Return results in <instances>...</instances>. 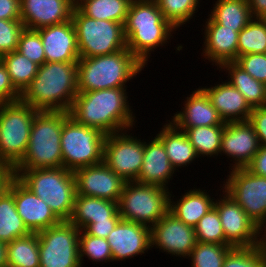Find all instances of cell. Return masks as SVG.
I'll list each match as a JSON object with an SVG mask.
<instances>
[{
	"label": "cell",
	"instance_id": "6da1fadb",
	"mask_svg": "<svg viewBox=\"0 0 266 267\" xmlns=\"http://www.w3.org/2000/svg\"><path fill=\"white\" fill-rule=\"evenodd\" d=\"M126 90L118 87L78 93L69 115L77 123L106 135L135 128L137 119Z\"/></svg>",
	"mask_w": 266,
	"mask_h": 267
},
{
	"label": "cell",
	"instance_id": "7a4b0ae2",
	"mask_svg": "<svg viewBox=\"0 0 266 267\" xmlns=\"http://www.w3.org/2000/svg\"><path fill=\"white\" fill-rule=\"evenodd\" d=\"M176 31L177 29L163 17L155 0L130 2L124 23L127 49L145 67L148 66L151 52L169 44Z\"/></svg>",
	"mask_w": 266,
	"mask_h": 267
},
{
	"label": "cell",
	"instance_id": "3957f363",
	"mask_svg": "<svg viewBox=\"0 0 266 267\" xmlns=\"http://www.w3.org/2000/svg\"><path fill=\"white\" fill-rule=\"evenodd\" d=\"M77 94V63L45 62L20 100L38 111L68 112Z\"/></svg>",
	"mask_w": 266,
	"mask_h": 267
},
{
	"label": "cell",
	"instance_id": "277c9868",
	"mask_svg": "<svg viewBox=\"0 0 266 267\" xmlns=\"http://www.w3.org/2000/svg\"><path fill=\"white\" fill-rule=\"evenodd\" d=\"M145 66L127 49L102 56L80 58L77 62L78 93L128 87Z\"/></svg>",
	"mask_w": 266,
	"mask_h": 267
},
{
	"label": "cell",
	"instance_id": "5b68a950",
	"mask_svg": "<svg viewBox=\"0 0 266 267\" xmlns=\"http://www.w3.org/2000/svg\"><path fill=\"white\" fill-rule=\"evenodd\" d=\"M66 111H38L31 127L27 150L14 170L63 167L61 133Z\"/></svg>",
	"mask_w": 266,
	"mask_h": 267
},
{
	"label": "cell",
	"instance_id": "8992f818",
	"mask_svg": "<svg viewBox=\"0 0 266 267\" xmlns=\"http://www.w3.org/2000/svg\"><path fill=\"white\" fill-rule=\"evenodd\" d=\"M14 175L45 202L61 221L72 215L76 197L74 173L64 167L14 170Z\"/></svg>",
	"mask_w": 266,
	"mask_h": 267
},
{
	"label": "cell",
	"instance_id": "52a82bcc",
	"mask_svg": "<svg viewBox=\"0 0 266 267\" xmlns=\"http://www.w3.org/2000/svg\"><path fill=\"white\" fill-rule=\"evenodd\" d=\"M172 190L137 181L126 182L118 201L122 220L154 226L168 212Z\"/></svg>",
	"mask_w": 266,
	"mask_h": 267
},
{
	"label": "cell",
	"instance_id": "ba28073f",
	"mask_svg": "<svg viewBox=\"0 0 266 267\" xmlns=\"http://www.w3.org/2000/svg\"><path fill=\"white\" fill-rule=\"evenodd\" d=\"M37 112L21 100L0 105V163L14 168L23 159Z\"/></svg>",
	"mask_w": 266,
	"mask_h": 267
},
{
	"label": "cell",
	"instance_id": "9c48e42d",
	"mask_svg": "<svg viewBox=\"0 0 266 267\" xmlns=\"http://www.w3.org/2000/svg\"><path fill=\"white\" fill-rule=\"evenodd\" d=\"M71 20L76 31L80 58L102 56L127 48L123 24L90 18L76 6Z\"/></svg>",
	"mask_w": 266,
	"mask_h": 267
},
{
	"label": "cell",
	"instance_id": "30bf717a",
	"mask_svg": "<svg viewBox=\"0 0 266 267\" xmlns=\"http://www.w3.org/2000/svg\"><path fill=\"white\" fill-rule=\"evenodd\" d=\"M106 134L97 128L84 126L68 117L61 133L63 167L74 172L103 162Z\"/></svg>",
	"mask_w": 266,
	"mask_h": 267
},
{
	"label": "cell",
	"instance_id": "8fae6325",
	"mask_svg": "<svg viewBox=\"0 0 266 267\" xmlns=\"http://www.w3.org/2000/svg\"><path fill=\"white\" fill-rule=\"evenodd\" d=\"M79 233L69 221L38 232L40 267H81Z\"/></svg>",
	"mask_w": 266,
	"mask_h": 267
},
{
	"label": "cell",
	"instance_id": "7c38bea8",
	"mask_svg": "<svg viewBox=\"0 0 266 267\" xmlns=\"http://www.w3.org/2000/svg\"><path fill=\"white\" fill-rule=\"evenodd\" d=\"M130 130L108 134L103 154V162L126 182L137 181L144 155V139Z\"/></svg>",
	"mask_w": 266,
	"mask_h": 267
},
{
	"label": "cell",
	"instance_id": "4fadbf2b",
	"mask_svg": "<svg viewBox=\"0 0 266 267\" xmlns=\"http://www.w3.org/2000/svg\"><path fill=\"white\" fill-rule=\"evenodd\" d=\"M222 181L229 194L255 222L266 215V177L258 176L246 168L232 169Z\"/></svg>",
	"mask_w": 266,
	"mask_h": 267
},
{
	"label": "cell",
	"instance_id": "5bb4252c",
	"mask_svg": "<svg viewBox=\"0 0 266 267\" xmlns=\"http://www.w3.org/2000/svg\"><path fill=\"white\" fill-rule=\"evenodd\" d=\"M151 249L159 248L171 257L188 258L196 245L194 227L180 221L170 211L150 228Z\"/></svg>",
	"mask_w": 266,
	"mask_h": 267
},
{
	"label": "cell",
	"instance_id": "9a60e30c",
	"mask_svg": "<svg viewBox=\"0 0 266 267\" xmlns=\"http://www.w3.org/2000/svg\"><path fill=\"white\" fill-rule=\"evenodd\" d=\"M215 199L214 207L220 216L225 234V245L232 247H254L255 222L245 213L240 205L223 190Z\"/></svg>",
	"mask_w": 266,
	"mask_h": 267
},
{
	"label": "cell",
	"instance_id": "2e32d148",
	"mask_svg": "<svg viewBox=\"0 0 266 267\" xmlns=\"http://www.w3.org/2000/svg\"><path fill=\"white\" fill-rule=\"evenodd\" d=\"M259 147L254 127L248 120L225 124L219 156L225 155L231 158L229 170L245 168L258 152Z\"/></svg>",
	"mask_w": 266,
	"mask_h": 267
},
{
	"label": "cell",
	"instance_id": "e0dca14e",
	"mask_svg": "<svg viewBox=\"0 0 266 267\" xmlns=\"http://www.w3.org/2000/svg\"><path fill=\"white\" fill-rule=\"evenodd\" d=\"M76 194L118 202L126 183L104 162L74 172Z\"/></svg>",
	"mask_w": 266,
	"mask_h": 267
},
{
	"label": "cell",
	"instance_id": "ac0fdd59",
	"mask_svg": "<svg viewBox=\"0 0 266 267\" xmlns=\"http://www.w3.org/2000/svg\"><path fill=\"white\" fill-rule=\"evenodd\" d=\"M14 196L17 213L31 233H38L61 220L51 208L14 176L7 188Z\"/></svg>",
	"mask_w": 266,
	"mask_h": 267
},
{
	"label": "cell",
	"instance_id": "d6986e66",
	"mask_svg": "<svg viewBox=\"0 0 266 267\" xmlns=\"http://www.w3.org/2000/svg\"><path fill=\"white\" fill-rule=\"evenodd\" d=\"M106 240L113 262L126 261L151 250L150 227L136 222L120 220Z\"/></svg>",
	"mask_w": 266,
	"mask_h": 267
},
{
	"label": "cell",
	"instance_id": "ffe728a7",
	"mask_svg": "<svg viewBox=\"0 0 266 267\" xmlns=\"http://www.w3.org/2000/svg\"><path fill=\"white\" fill-rule=\"evenodd\" d=\"M202 26L203 45L201 56L218 68L227 62H234L238 58L239 32L216 23L209 15ZM204 47V48H203Z\"/></svg>",
	"mask_w": 266,
	"mask_h": 267
},
{
	"label": "cell",
	"instance_id": "44dd1931",
	"mask_svg": "<svg viewBox=\"0 0 266 267\" xmlns=\"http://www.w3.org/2000/svg\"><path fill=\"white\" fill-rule=\"evenodd\" d=\"M41 36L46 62L77 63L80 59L72 20L37 29Z\"/></svg>",
	"mask_w": 266,
	"mask_h": 267
},
{
	"label": "cell",
	"instance_id": "7402d4cb",
	"mask_svg": "<svg viewBox=\"0 0 266 267\" xmlns=\"http://www.w3.org/2000/svg\"><path fill=\"white\" fill-rule=\"evenodd\" d=\"M74 6L70 0H20L21 21L32 30L68 22Z\"/></svg>",
	"mask_w": 266,
	"mask_h": 267
},
{
	"label": "cell",
	"instance_id": "603a6c76",
	"mask_svg": "<svg viewBox=\"0 0 266 267\" xmlns=\"http://www.w3.org/2000/svg\"><path fill=\"white\" fill-rule=\"evenodd\" d=\"M187 95L181 111L171 116V121L178 129L185 131L187 128L199 126L225 125L215 107L211 104L206 93L200 88L194 89Z\"/></svg>",
	"mask_w": 266,
	"mask_h": 267
},
{
	"label": "cell",
	"instance_id": "cb8c5ba5",
	"mask_svg": "<svg viewBox=\"0 0 266 267\" xmlns=\"http://www.w3.org/2000/svg\"><path fill=\"white\" fill-rule=\"evenodd\" d=\"M175 172L177 171L169 161L162 141L157 136L152 137L150 141L144 140L143 163L137 182L170 190L168 185Z\"/></svg>",
	"mask_w": 266,
	"mask_h": 267
},
{
	"label": "cell",
	"instance_id": "d4e9b609",
	"mask_svg": "<svg viewBox=\"0 0 266 267\" xmlns=\"http://www.w3.org/2000/svg\"><path fill=\"white\" fill-rule=\"evenodd\" d=\"M199 87L206 93L223 122L247 121L249 119L253 108L227 80H222L221 83L217 82L214 86Z\"/></svg>",
	"mask_w": 266,
	"mask_h": 267
},
{
	"label": "cell",
	"instance_id": "484cf974",
	"mask_svg": "<svg viewBox=\"0 0 266 267\" xmlns=\"http://www.w3.org/2000/svg\"><path fill=\"white\" fill-rule=\"evenodd\" d=\"M207 191L203 188H190L180 198H176L177 201L173 200L175 195L170 193L169 211L186 225L195 227L198 221L214 207L216 198L209 194L210 190Z\"/></svg>",
	"mask_w": 266,
	"mask_h": 267
},
{
	"label": "cell",
	"instance_id": "4316f807",
	"mask_svg": "<svg viewBox=\"0 0 266 267\" xmlns=\"http://www.w3.org/2000/svg\"><path fill=\"white\" fill-rule=\"evenodd\" d=\"M121 218L118 202L76 194L72 215L68 220L82 230L86 225Z\"/></svg>",
	"mask_w": 266,
	"mask_h": 267
},
{
	"label": "cell",
	"instance_id": "83f0119b",
	"mask_svg": "<svg viewBox=\"0 0 266 267\" xmlns=\"http://www.w3.org/2000/svg\"><path fill=\"white\" fill-rule=\"evenodd\" d=\"M165 122L167 123H164L156 136L162 141L172 166L179 172L178 169L188 167L199 157L185 132L178 129L171 121Z\"/></svg>",
	"mask_w": 266,
	"mask_h": 267
},
{
	"label": "cell",
	"instance_id": "f1b7e54d",
	"mask_svg": "<svg viewBox=\"0 0 266 267\" xmlns=\"http://www.w3.org/2000/svg\"><path fill=\"white\" fill-rule=\"evenodd\" d=\"M219 72H225L227 81L235 87L245 98L248 104L254 107L266 106V84L250 76L235 61L222 64Z\"/></svg>",
	"mask_w": 266,
	"mask_h": 267
},
{
	"label": "cell",
	"instance_id": "f546056e",
	"mask_svg": "<svg viewBox=\"0 0 266 267\" xmlns=\"http://www.w3.org/2000/svg\"><path fill=\"white\" fill-rule=\"evenodd\" d=\"M209 16L224 28L240 32L252 19L249 2L246 0H217Z\"/></svg>",
	"mask_w": 266,
	"mask_h": 267
},
{
	"label": "cell",
	"instance_id": "4dcf8cb0",
	"mask_svg": "<svg viewBox=\"0 0 266 267\" xmlns=\"http://www.w3.org/2000/svg\"><path fill=\"white\" fill-rule=\"evenodd\" d=\"M30 234L17 213L13 194L8 189L5 190L0 195V241L9 243Z\"/></svg>",
	"mask_w": 266,
	"mask_h": 267
},
{
	"label": "cell",
	"instance_id": "1f68e13d",
	"mask_svg": "<svg viewBox=\"0 0 266 267\" xmlns=\"http://www.w3.org/2000/svg\"><path fill=\"white\" fill-rule=\"evenodd\" d=\"M132 0H81L75 5L84 15L124 25Z\"/></svg>",
	"mask_w": 266,
	"mask_h": 267
},
{
	"label": "cell",
	"instance_id": "d6a6232c",
	"mask_svg": "<svg viewBox=\"0 0 266 267\" xmlns=\"http://www.w3.org/2000/svg\"><path fill=\"white\" fill-rule=\"evenodd\" d=\"M224 126H199L184 131L200 159L206 156L207 158L219 156Z\"/></svg>",
	"mask_w": 266,
	"mask_h": 267
},
{
	"label": "cell",
	"instance_id": "836d02e7",
	"mask_svg": "<svg viewBox=\"0 0 266 267\" xmlns=\"http://www.w3.org/2000/svg\"><path fill=\"white\" fill-rule=\"evenodd\" d=\"M8 267H40L37 233L7 243Z\"/></svg>",
	"mask_w": 266,
	"mask_h": 267
},
{
	"label": "cell",
	"instance_id": "e575fe53",
	"mask_svg": "<svg viewBox=\"0 0 266 267\" xmlns=\"http://www.w3.org/2000/svg\"><path fill=\"white\" fill-rule=\"evenodd\" d=\"M0 60L5 65L14 87L22 94L36 76L39 65L17 50L2 55Z\"/></svg>",
	"mask_w": 266,
	"mask_h": 267
},
{
	"label": "cell",
	"instance_id": "d590c367",
	"mask_svg": "<svg viewBox=\"0 0 266 267\" xmlns=\"http://www.w3.org/2000/svg\"><path fill=\"white\" fill-rule=\"evenodd\" d=\"M250 53H266V20L253 18L238 36V57Z\"/></svg>",
	"mask_w": 266,
	"mask_h": 267
},
{
	"label": "cell",
	"instance_id": "8d00e7d4",
	"mask_svg": "<svg viewBox=\"0 0 266 267\" xmlns=\"http://www.w3.org/2000/svg\"><path fill=\"white\" fill-rule=\"evenodd\" d=\"M163 17L177 30L190 22L198 12L201 0H155ZM185 24V25H184Z\"/></svg>",
	"mask_w": 266,
	"mask_h": 267
},
{
	"label": "cell",
	"instance_id": "74e56055",
	"mask_svg": "<svg viewBox=\"0 0 266 267\" xmlns=\"http://www.w3.org/2000/svg\"><path fill=\"white\" fill-rule=\"evenodd\" d=\"M232 248L230 245L196 242L187 259L191 260V267H222Z\"/></svg>",
	"mask_w": 266,
	"mask_h": 267
},
{
	"label": "cell",
	"instance_id": "f35d334b",
	"mask_svg": "<svg viewBox=\"0 0 266 267\" xmlns=\"http://www.w3.org/2000/svg\"><path fill=\"white\" fill-rule=\"evenodd\" d=\"M84 258L92 262L104 264L113 262L112 253L108 241L104 238L87 234L84 230L79 233V260L81 267L84 265Z\"/></svg>",
	"mask_w": 266,
	"mask_h": 267
},
{
	"label": "cell",
	"instance_id": "ab89813d",
	"mask_svg": "<svg viewBox=\"0 0 266 267\" xmlns=\"http://www.w3.org/2000/svg\"><path fill=\"white\" fill-rule=\"evenodd\" d=\"M196 241L225 245V234L217 209H210L194 227Z\"/></svg>",
	"mask_w": 266,
	"mask_h": 267
},
{
	"label": "cell",
	"instance_id": "60d3db41",
	"mask_svg": "<svg viewBox=\"0 0 266 267\" xmlns=\"http://www.w3.org/2000/svg\"><path fill=\"white\" fill-rule=\"evenodd\" d=\"M222 267H266V253L255 247H233Z\"/></svg>",
	"mask_w": 266,
	"mask_h": 267
},
{
	"label": "cell",
	"instance_id": "b9f144b4",
	"mask_svg": "<svg viewBox=\"0 0 266 267\" xmlns=\"http://www.w3.org/2000/svg\"><path fill=\"white\" fill-rule=\"evenodd\" d=\"M17 51L39 66L46 62L43 43L37 30L24 28L19 38Z\"/></svg>",
	"mask_w": 266,
	"mask_h": 267
},
{
	"label": "cell",
	"instance_id": "7bdbcfd3",
	"mask_svg": "<svg viewBox=\"0 0 266 267\" xmlns=\"http://www.w3.org/2000/svg\"><path fill=\"white\" fill-rule=\"evenodd\" d=\"M24 28L22 21L0 19V57L17 50L19 38Z\"/></svg>",
	"mask_w": 266,
	"mask_h": 267
},
{
	"label": "cell",
	"instance_id": "ee69618b",
	"mask_svg": "<svg viewBox=\"0 0 266 267\" xmlns=\"http://www.w3.org/2000/svg\"><path fill=\"white\" fill-rule=\"evenodd\" d=\"M235 62L257 81L266 84V54L242 55Z\"/></svg>",
	"mask_w": 266,
	"mask_h": 267
},
{
	"label": "cell",
	"instance_id": "f6af8a7d",
	"mask_svg": "<svg viewBox=\"0 0 266 267\" xmlns=\"http://www.w3.org/2000/svg\"><path fill=\"white\" fill-rule=\"evenodd\" d=\"M21 93L14 87L5 65L0 60V105L19 101Z\"/></svg>",
	"mask_w": 266,
	"mask_h": 267
},
{
	"label": "cell",
	"instance_id": "bcb514c9",
	"mask_svg": "<svg viewBox=\"0 0 266 267\" xmlns=\"http://www.w3.org/2000/svg\"><path fill=\"white\" fill-rule=\"evenodd\" d=\"M248 121L254 127L259 144L266 146V106L254 107Z\"/></svg>",
	"mask_w": 266,
	"mask_h": 267
},
{
	"label": "cell",
	"instance_id": "7dc6e473",
	"mask_svg": "<svg viewBox=\"0 0 266 267\" xmlns=\"http://www.w3.org/2000/svg\"><path fill=\"white\" fill-rule=\"evenodd\" d=\"M121 219L122 218H108V221L88 224L82 230L89 235L106 239Z\"/></svg>",
	"mask_w": 266,
	"mask_h": 267
},
{
	"label": "cell",
	"instance_id": "c3c4849f",
	"mask_svg": "<svg viewBox=\"0 0 266 267\" xmlns=\"http://www.w3.org/2000/svg\"><path fill=\"white\" fill-rule=\"evenodd\" d=\"M0 19L21 21L20 0H0Z\"/></svg>",
	"mask_w": 266,
	"mask_h": 267
},
{
	"label": "cell",
	"instance_id": "681fc988",
	"mask_svg": "<svg viewBox=\"0 0 266 267\" xmlns=\"http://www.w3.org/2000/svg\"><path fill=\"white\" fill-rule=\"evenodd\" d=\"M251 173L266 177V146H261L251 162L245 167Z\"/></svg>",
	"mask_w": 266,
	"mask_h": 267
},
{
	"label": "cell",
	"instance_id": "f907efd6",
	"mask_svg": "<svg viewBox=\"0 0 266 267\" xmlns=\"http://www.w3.org/2000/svg\"><path fill=\"white\" fill-rule=\"evenodd\" d=\"M255 231L254 247L266 253V215L256 223Z\"/></svg>",
	"mask_w": 266,
	"mask_h": 267
},
{
	"label": "cell",
	"instance_id": "816d5d0a",
	"mask_svg": "<svg viewBox=\"0 0 266 267\" xmlns=\"http://www.w3.org/2000/svg\"><path fill=\"white\" fill-rule=\"evenodd\" d=\"M14 176V169L12 167L0 163V195L7 190L8 185Z\"/></svg>",
	"mask_w": 266,
	"mask_h": 267
},
{
	"label": "cell",
	"instance_id": "f5cc1de1",
	"mask_svg": "<svg viewBox=\"0 0 266 267\" xmlns=\"http://www.w3.org/2000/svg\"><path fill=\"white\" fill-rule=\"evenodd\" d=\"M248 2L253 18L266 17V0H249Z\"/></svg>",
	"mask_w": 266,
	"mask_h": 267
},
{
	"label": "cell",
	"instance_id": "db71d44e",
	"mask_svg": "<svg viewBox=\"0 0 266 267\" xmlns=\"http://www.w3.org/2000/svg\"><path fill=\"white\" fill-rule=\"evenodd\" d=\"M0 267H8L7 243L0 241Z\"/></svg>",
	"mask_w": 266,
	"mask_h": 267
},
{
	"label": "cell",
	"instance_id": "11a10c76",
	"mask_svg": "<svg viewBox=\"0 0 266 267\" xmlns=\"http://www.w3.org/2000/svg\"><path fill=\"white\" fill-rule=\"evenodd\" d=\"M74 5H77L81 0H70Z\"/></svg>",
	"mask_w": 266,
	"mask_h": 267
}]
</instances>
